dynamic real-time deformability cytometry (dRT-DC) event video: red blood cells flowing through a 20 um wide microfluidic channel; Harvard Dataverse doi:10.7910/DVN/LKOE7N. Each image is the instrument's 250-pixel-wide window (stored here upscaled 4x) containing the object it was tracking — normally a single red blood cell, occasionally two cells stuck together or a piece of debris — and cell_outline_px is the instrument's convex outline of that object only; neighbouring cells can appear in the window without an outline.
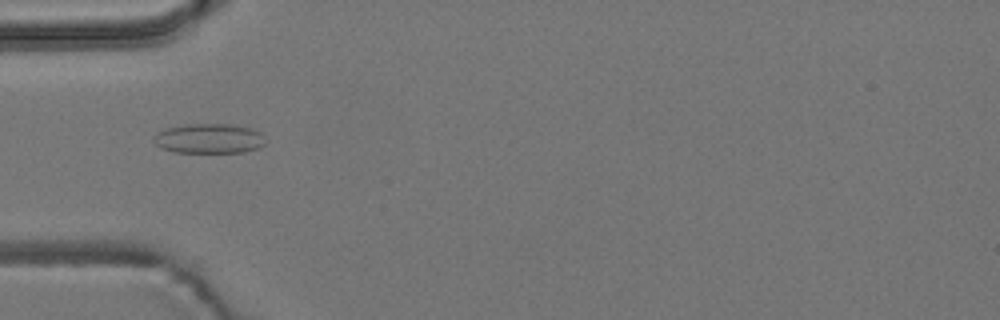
{"species": "common noctule bat (a hibernating species)", "species_latin": "Nyctalus noctula", "temperature_condition": "room temperature", "stored_images_in_passage": 6, "camera_frame_rate_fps": 3000, "um_per_image_px": 0.085, "animal": {"sex": "male", "body_mass_g": 19.2, "forearm_length_mm": 51.8}, "frame": {"image": 1, "passage_image": 6, "time_ms": 5.667, "image_size_px": [1000, 320], "cell_outline_px": [[264, 144], [260, 148], [244, 152], [172, 152], [160, 148], [152, 140], [152, 136], [156, 132], [168, 128], [184, 124], [232, 124], [252, 128], [260, 132]], "centroid_in_image_um": [17.72, 11.77], "position_along_channel_um": 67.3, "area_um2": 19.54}}